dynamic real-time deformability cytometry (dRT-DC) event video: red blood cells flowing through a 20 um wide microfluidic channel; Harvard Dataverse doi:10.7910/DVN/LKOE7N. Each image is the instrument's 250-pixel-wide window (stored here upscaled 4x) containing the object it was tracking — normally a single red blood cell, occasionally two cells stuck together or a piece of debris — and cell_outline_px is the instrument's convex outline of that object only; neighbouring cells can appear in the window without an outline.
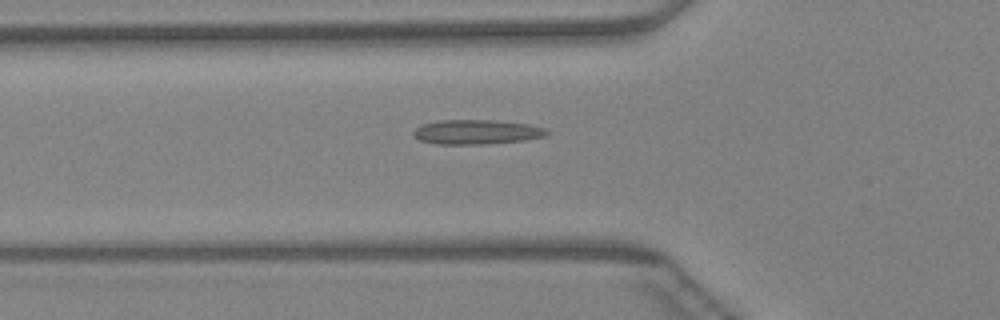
{"species": "Egyptian fruit bat (a non-hibernating species)", "species_latin": "Rousettus aegyptiacus", "temperature_condition": "warm", "stored_images_in_passage": 47, "segment_of_instrument_passage": [1, 2], "camera_frame_rate_fps": 3000, "um_per_image_px": 0.085, "animal": {"sex": "female"}, "frame": {"image": 1, "passage_image": 16, "time_ms": 5.0, "image_size_px": [1000, 320], "cell_outline_px": [[552, 132], [544, 136], [524, 140], [484, 144], [436, 144], [420, 140], [412, 136], [412, 132], [416, 128], [424, 124], [440, 120], [496, 120], [528, 124], [544, 128]], "centroid_in_image_um": [40.51, 11.22], "position_along_channel_um": 85.3, "area_um2": 19.07}}
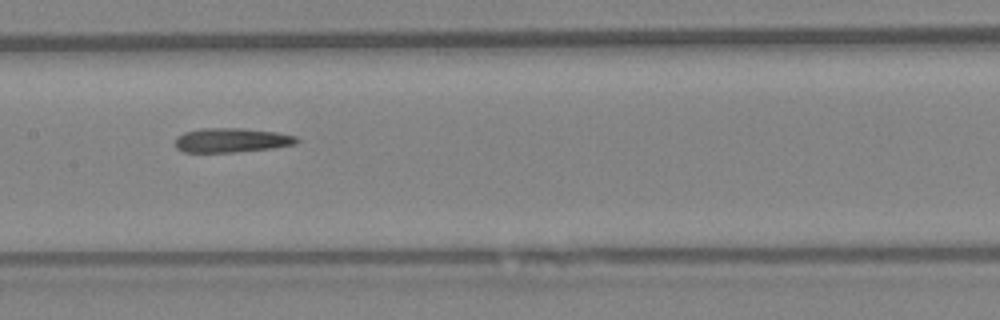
{"frame": {"image": 2, "passage_image": 23, "time_ms": 7.333, "image_size_px": [1000, 320], "cell_outline_px": [[300, 140], [296, 144], [272, 148], [236, 152], [184, 152], [176, 148], [176, 136], [184, 132], [200, 128], [244, 128], [276, 132], [296, 136]], "centroid_in_image_um": [19.68, 11.91], "position_along_channel_um": 187.7, "area_um2": 17.34}}
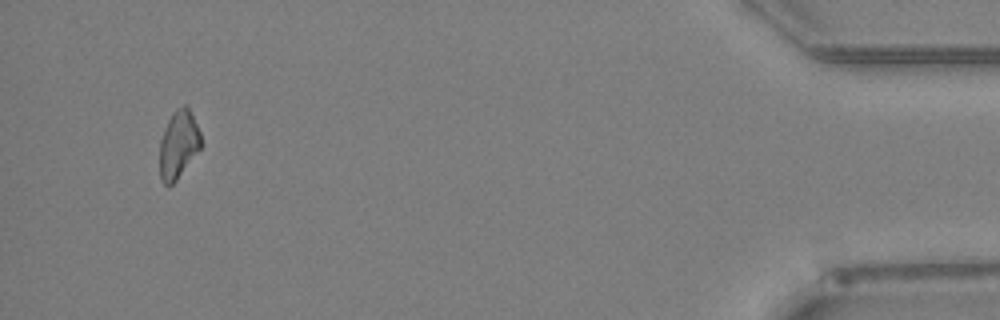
{"frame": {"image": 3, "passage_image": 44, "time_ms": 14.333, "image_size_px": [1000, 320], "cell_outline_px": [[200, 148], [176, 180], [168, 188], [160, 180], [160, 140], [164, 128], [172, 112], [176, 108], [184, 104], [188, 108], [200, 132]], "centroid_in_image_um": [15.13, 12.29], "position_along_channel_um": 420.1, "area_um2": 16.13}}